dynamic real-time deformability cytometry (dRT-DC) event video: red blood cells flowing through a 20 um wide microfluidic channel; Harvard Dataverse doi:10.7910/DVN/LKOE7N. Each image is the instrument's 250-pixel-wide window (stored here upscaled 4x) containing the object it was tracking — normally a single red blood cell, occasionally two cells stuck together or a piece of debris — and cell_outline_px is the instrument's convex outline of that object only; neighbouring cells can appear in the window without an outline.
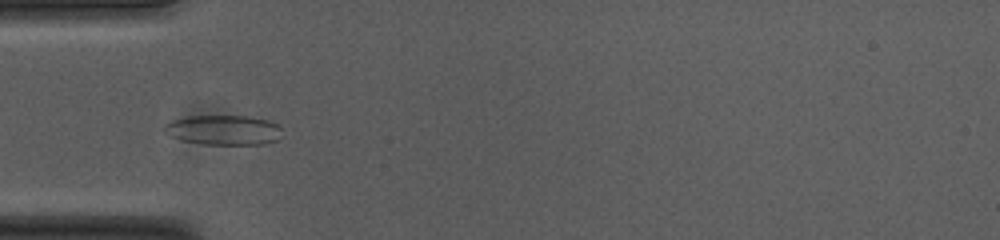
{"species": "common noctule bat (a hibernating species)", "species_latin": "Nyctalus noctula", "temperature_condition": "cold", "stored_images_in_passage": 34, "camera_frame_rate_fps": 3000, "um_per_image_px": 0.085, "animal": {"sex": "female", "body_mass_g": 23.0, "forearm_length_mm": 53.4}, "frame": {"image": 1, "passage_image": 4, "time_ms": 1.0, "image_size_px": [1000, 240], "cell_outline_px": [[280, 128], [276, 140], [264, 144], [204, 144], [184, 140], [172, 136], [164, 132], [164, 124], [168, 120], [188, 116], [248, 116], [268, 120], [276, 124]], "centroid_in_image_um": [18.94, 11.04], "position_along_channel_um": 66.1, "area_um2": 20.23}}
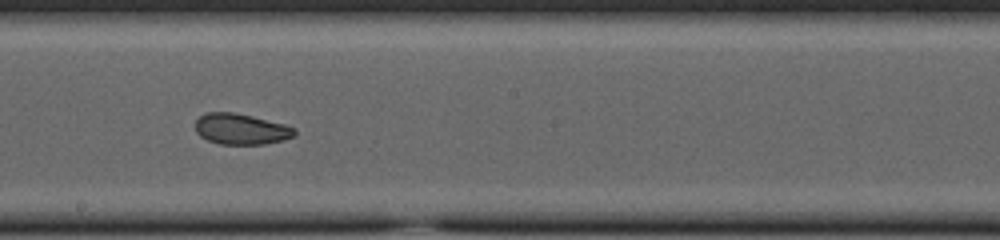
{"frame": {"image": 2, "passage_image": 17, "time_ms": 5.333, "image_size_px": [1000, 240], "cell_outline_px": [[296, 136], [284, 140], [264, 144], [220, 144], [208, 140], [200, 136], [196, 132], [196, 120], [200, 116], [208, 112], [236, 112], [284, 124], [296, 128]], "centroid_in_image_um": [20.51, 10.97], "position_along_channel_um": 227.7, "area_um2": 17.92}}
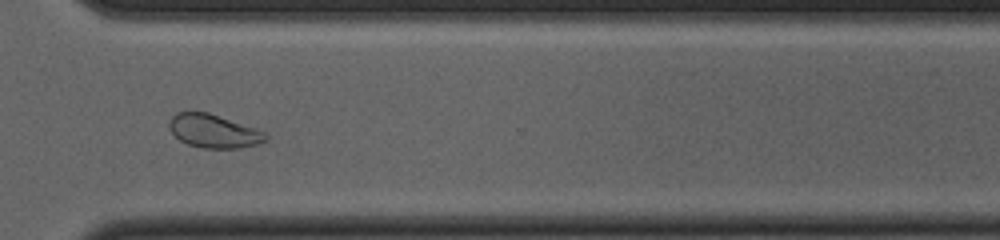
{"frame": {"image": 3, "passage_image": 27, "time_ms": 8.667, "image_size_px": [1000, 240], "cell_outline_px": [[268, 140], [256, 144], [240, 148], [204, 148], [188, 144], [180, 140], [168, 128], [168, 124], [172, 116], [176, 112], [208, 112], [256, 128], [264, 132], [268, 136]], "centroid_in_image_um": [18.17, 11.14], "position_along_channel_um": 352.4, "area_um2": 18.73}, "authors_computed_cell_mechanics": {"area_um2": 18.7272, "velocity_mm_per_s": 3.735, "shape_relaxation_time_tau1_ms": 8.7279, "shape_relaxation_time_tau2_ms": 2.1124, "deformation_change_tau1": 0.1551, "deformation_change_tau2": 0.0601}}